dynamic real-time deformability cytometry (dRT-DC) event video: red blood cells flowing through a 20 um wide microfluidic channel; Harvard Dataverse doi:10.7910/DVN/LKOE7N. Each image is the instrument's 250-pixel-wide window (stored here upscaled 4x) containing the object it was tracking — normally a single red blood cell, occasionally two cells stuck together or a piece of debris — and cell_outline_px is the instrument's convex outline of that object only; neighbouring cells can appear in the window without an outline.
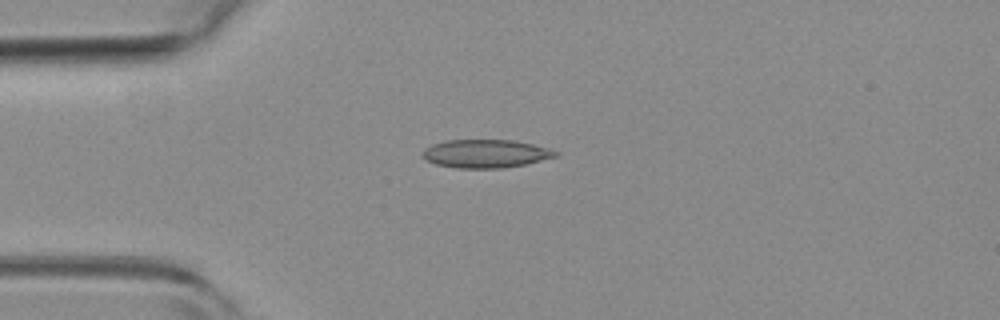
{"species": "common noctule bat (a hibernating species)", "species_latin": "Nyctalus noctula", "temperature_condition": "room temperature", "stored_images_in_passage": 6, "camera_frame_rate_fps": 3000, "um_per_image_px": 0.085, "animal": {"sex": "female", "body_mass_g": 19.3, "forearm_length_mm": 54.1}, "frame": {"image": 1, "passage_image": 5, "time_ms": 1.333, "image_size_px": [1000, 320], "cell_outline_px": [[560, 156], [524, 164], [500, 168], [456, 168], [436, 164], [420, 156], [424, 148], [432, 144], [448, 140], [512, 140], [532, 144], [560, 152]], "centroid_in_image_um": [41.27, 13.06], "position_along_channel_um": 43.7, "area_um2": 21.85}}
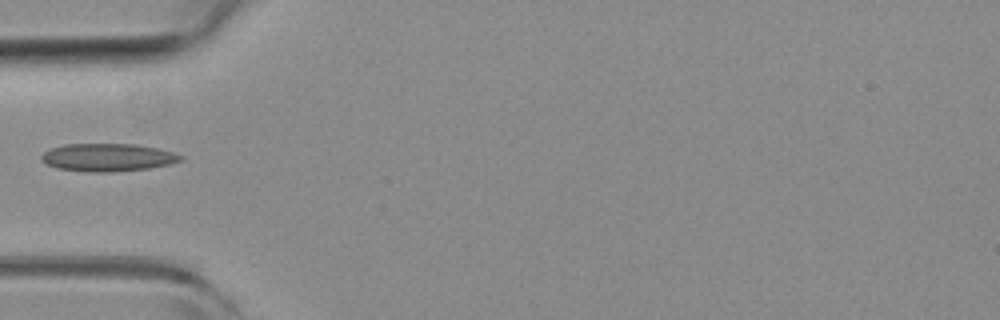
{"frame": {"image": 2, "passage_image": 6, "time_ms": 1.667, "image_size_px": [1000, 320], "cell_outline_px": [[184, 160], [168, 164], [148, 168], [112, 172], [88, 172], [56, 168], [40, 160], [40, 156], [44, 152], [52, 148], [64, 144], [136, 144], [160, 148], [184, 156]], "centroid_in_image_um": [9.17, 13.37], "position_along_channel_um": 75.8, "area_um2": 22.66}}